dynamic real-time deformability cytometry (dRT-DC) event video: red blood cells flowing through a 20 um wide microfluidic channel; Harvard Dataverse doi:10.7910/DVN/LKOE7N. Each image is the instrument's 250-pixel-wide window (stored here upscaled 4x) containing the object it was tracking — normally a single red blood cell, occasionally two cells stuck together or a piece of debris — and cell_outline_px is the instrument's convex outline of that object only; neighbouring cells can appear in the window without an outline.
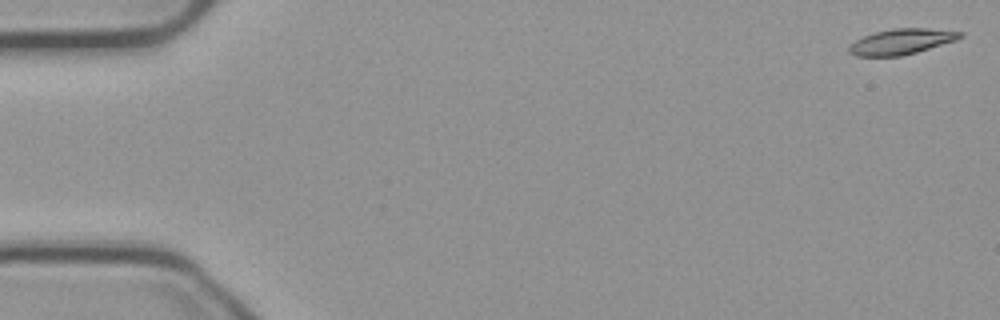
{"species": "common noctule bat (a hibernating species)", "species_latin": "Nyctalus noctula", "temperature_condition": "cold", "stored_images_in_passage": 53, "camera_frame_rate_fps": 3000, "um_per_image_px": 0.085, "animal": {"sex": "male", "body_mass_g": 23.1, "forearm_length_mm": 52.7}, "frame": {"image": 1, "passage_image": 1, "time_ms": 0.0, "image_size_px": [1000, 320], "cell_outline_px": [[964, 36], [956, 40], [916, 52], [900, 56], [856, 56], [848, 52], [848, 48], [856, 40], [864, 36], [876, 32], [892, 28], [928, 28], [964, 32]], "centroid_in_image_um": [76.64, 3.53], "position_along_channel_um": 8.4, "area_um2": 16.42}}
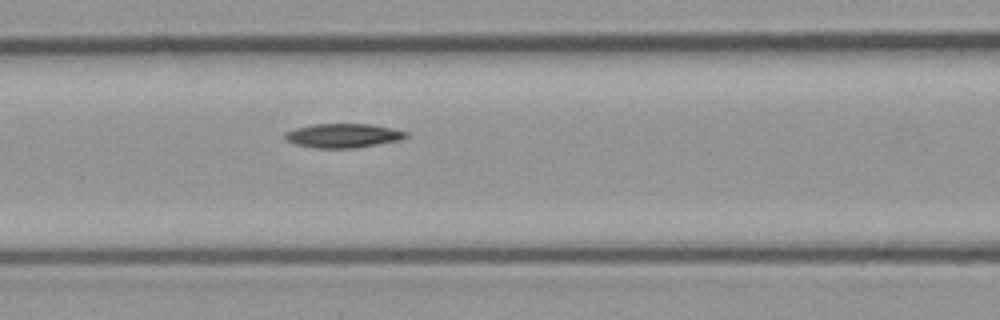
{"frame": {"image": 2, "passage_image": 23, "time_ms": 7.333, "image_size_px": [1000, 320], "cell_outline_px": [[408, 136], [400, 140], [352, 148], [316, 148], [296, 144], [288, 140], [284, 136], [284, 132], [296, 128], [312, 124], [372, 124], [392, 128], [408, 132]], "centroid_in_image_um": [29.17, 11.52], "position_along_channel_um": 137.4, "area_um2": 16.88}}
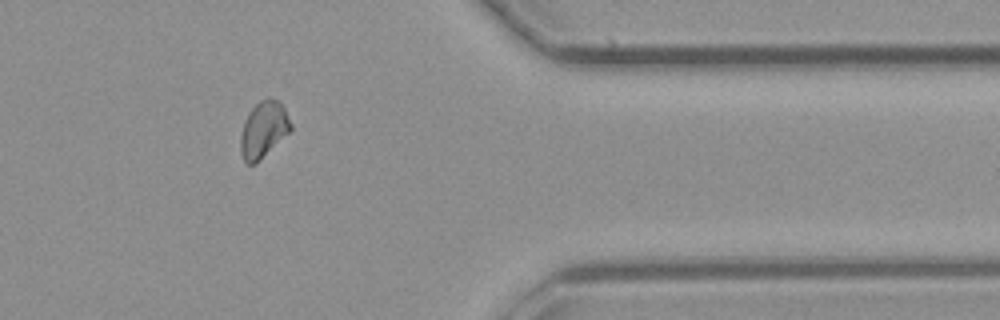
{"frame": {"image": 3, "passage_image": 45, "time_ms": 14.667, "image_size_px": [1000, 320], "cell_outline_px": [[292, 128], [256, 164], [248, 164], [244, 160], [240, 152], [240, 136], [244, 120], [248, 112], [260, 100], [268, 96], [276, 100], [284, 108], [292, 124]], "centroid_in_image_um": [22.37, 11.01], "position_along_channel_um": 389.0, "area_um2": 16.36}}